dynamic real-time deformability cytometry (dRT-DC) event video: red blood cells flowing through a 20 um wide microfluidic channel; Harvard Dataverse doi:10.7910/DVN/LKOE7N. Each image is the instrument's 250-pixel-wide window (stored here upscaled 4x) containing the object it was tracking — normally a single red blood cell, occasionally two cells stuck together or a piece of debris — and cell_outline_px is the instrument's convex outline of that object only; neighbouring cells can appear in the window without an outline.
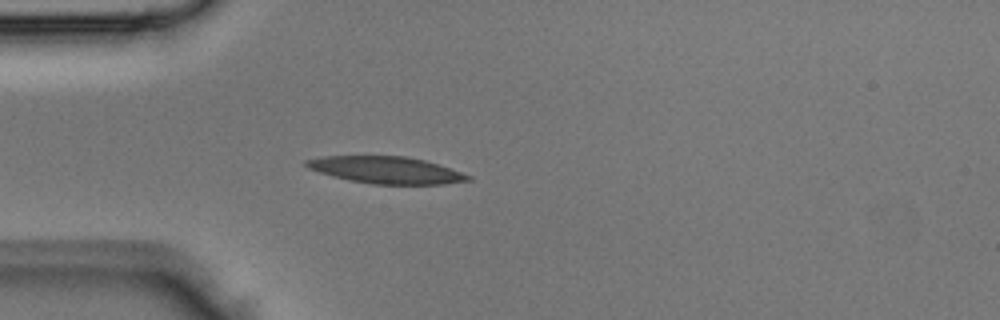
{"species": "Egyptian fruit bat (a non-hibernating species)", "species_latin": "Rousettus aegyptiacus", "temperature_condition": "room temperature", "stored_images_in_passage": 4, "camera_frame_rate_fps": 3000, "um_per_image_px": 0.085, "animal": {"sex": "male"}, "frame": {"image": 1, "passage_image": 4, "time_ms": 1.0, "image_size_px": [1000, 320], "cell_outline_px": [[472, 180], [444, 184], [372, 184], [348, 180], [332, 176], [308, 168], [304, 164], [304, 160], [324, 156], [404, 156], [424, 160], [472, 176]], "centroid_in_image_um": [32.79, 14.45], "position_along_channel_um": 52.2, "area_um2": 25.2}}